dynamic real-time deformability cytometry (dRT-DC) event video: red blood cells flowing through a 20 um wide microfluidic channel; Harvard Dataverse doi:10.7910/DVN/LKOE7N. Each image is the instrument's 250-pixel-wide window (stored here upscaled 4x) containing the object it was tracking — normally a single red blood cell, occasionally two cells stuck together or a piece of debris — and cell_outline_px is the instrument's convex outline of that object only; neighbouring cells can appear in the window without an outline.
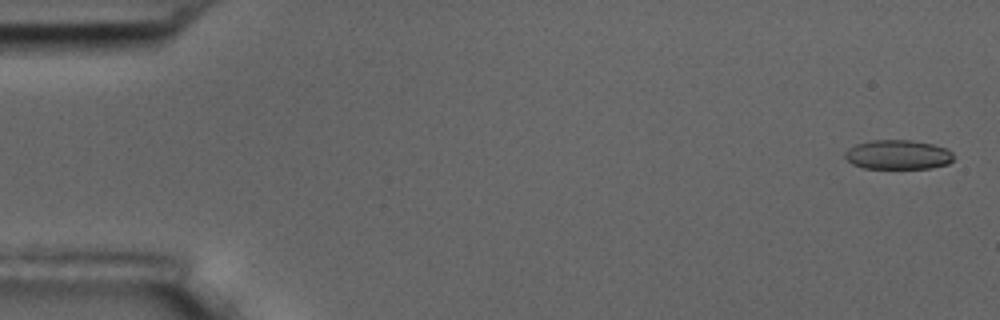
{"species": "common noctule bat (a hibernating species)", "species_latin": "Nyctalus noctula", "temperature_condition": "room temperature", "stored_images_in_passage": 8, "camera_frame_rate_fps": 3000, "um_per_image_px": 0.085, "animal": {"sex": "male", "body_mass_g": 17.5, "forearm_length_mm": 52.3}, "frame": {"image": 1, "passage_image": 1, "time_ms": 0.0, "image_size_px": [1000, 320], "cell_outline_px": [[952, 160], [948, 164], [932, 168], [864, 168], [852, 164], [844, 156], [844, 152], [848, 148], [856, 144], [872, 140], [912, 140], [932, 144], [944, 148], [952, 152]], "centroid_in_image_um": [76.3, 13.15], "position_along_channel_um": 8.7, "area_um2": 18.55}}
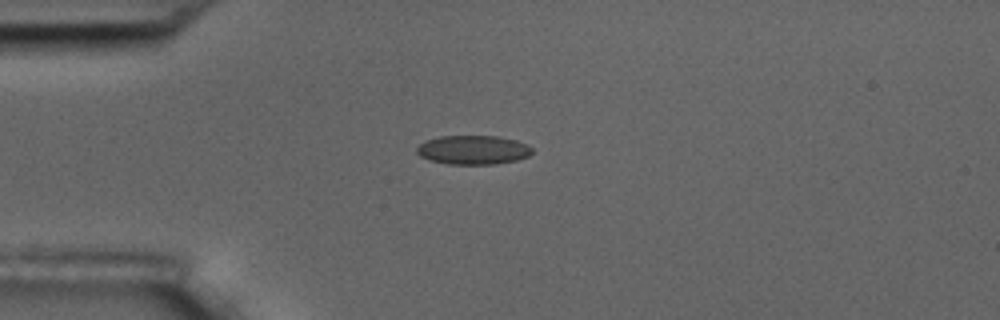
{"frame": {"image": 2, "passage_image": 5, "time_ms": 4.333, "image_size_px": [1000, 320], "cell_outline_px": [[532, 152], [528, 156], [516, 160], [496, 164], [448, 164], [428, 160], [420, 156], [416, 152], [416, 148], [424, 140], [440, 136], [496, 136], [516, 140], [528, 144], [532, 148]], "centroid_in_image_um": [40.19, 12.74], "position_along_channel_um": 44.8, "area_um2": 19.65}}